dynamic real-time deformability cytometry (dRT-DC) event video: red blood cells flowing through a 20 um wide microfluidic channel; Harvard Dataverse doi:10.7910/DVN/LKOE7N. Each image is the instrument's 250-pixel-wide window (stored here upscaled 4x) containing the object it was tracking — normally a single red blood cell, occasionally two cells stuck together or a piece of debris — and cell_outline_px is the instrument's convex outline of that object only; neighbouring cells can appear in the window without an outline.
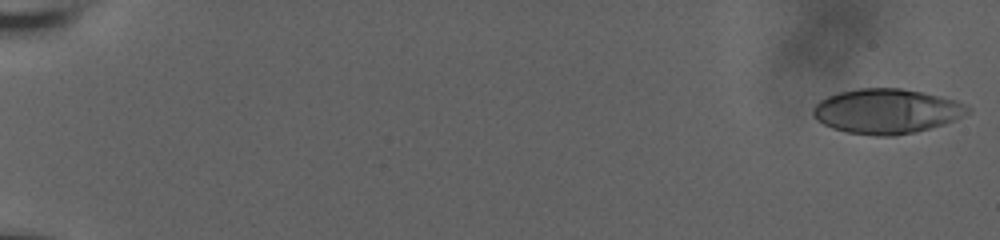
{"species": "human", "species_latin": "Homo sapiens", "temperature_condition": "room temperature", "stored_images_in_passage": 10, "camera_frame_rate_fps": 3000, "um_per_image_px": 0.085, "donor": {"sex": "male"}, "frame": {"image": 1, "passage_image": 1, "time_ms": 0.0, "image_size_px": [1000, 240], "cell_outline_px": [[972, 108], [968, 112], [944, 124], [916, 132], [896, 136], [872, 136], [848, 132], [832, 128], [816, 120], [812, 116], [812, 108], [820, 100], [828, 96], [840, 92], [860, 88], [900, 88], [920, 92], [956, 100]], "centroid_in_image_um": [75.32, 9.46], "position_along_channel_um": 9.7, "area_um2": 40.23}}
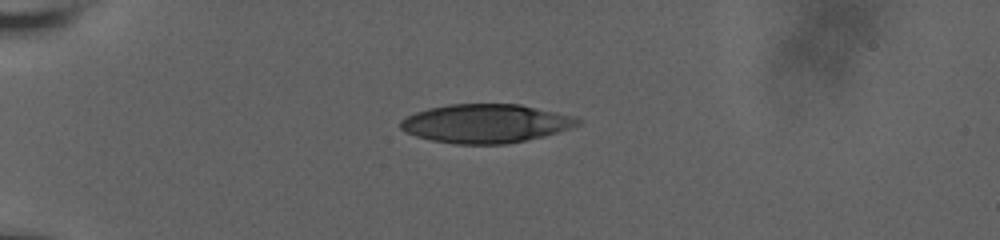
{"frame": {"image": 2, "passage_image": 7, "time_ms": 2.0, "image_size_px": [1000, 240], "cell_outline_px": [[580, 124], [544, 136], [508, 144], [452, 144], [432, 140], [416, 136], [404, 132], [400, 128], [400, 120], [404, 116], [428, 108], [448, 104], [520, 104], [576, 116], [580, 120]], "centroid_in_image_um": [41.25, 10.49], "position_along_channel_um": 43.8, "area_um2": 40.17}}
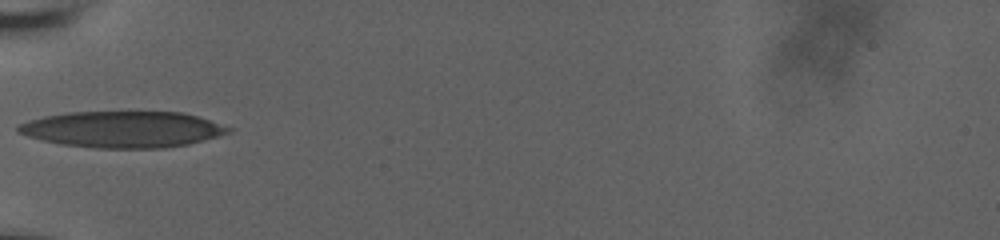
{"frame": {"image": 3, "passage_image": 9, "time_ms": 2.667, "image_size_px": [1000, 240], "cell_outline_px": [[232, 132], [188, 144], [164, 148], [96, 148], [60, 144], [28, 136], [16, 132], [16, 124], [28, 120], [44, 116], [68, 112], [180, 112], [196, 116], [232, 128]], "centroid_in_image_um": [10.37, 10.99], "position_along_channel_um": 74.6, "area_um2": 44.33}}